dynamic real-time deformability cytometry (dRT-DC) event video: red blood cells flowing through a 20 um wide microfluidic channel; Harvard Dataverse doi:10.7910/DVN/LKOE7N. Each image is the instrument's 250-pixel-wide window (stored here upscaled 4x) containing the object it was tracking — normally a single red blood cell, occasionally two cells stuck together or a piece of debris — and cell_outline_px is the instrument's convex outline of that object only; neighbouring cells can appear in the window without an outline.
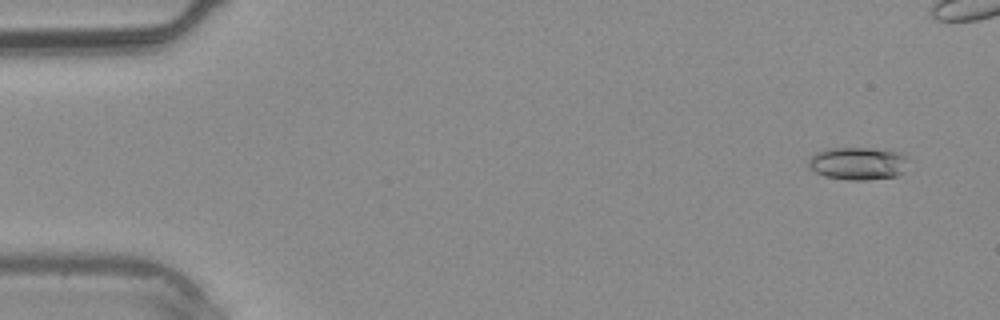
{"species": "common noctule bat (a hibernating species)", "species_latin": "Nyctalus noctula", "temperature_condition": "warm", "stored_images_in_passage": 4, "camera_frame_rate_fps": 3000, "um_per_image_px": 0.085, "animal": {"sex": "male", "body_mass_g": 20.4}, "frame": {"image": 1, "passage_image": 1, "time_ms": 0.0, "image_size_px": [1000, 320], "cell_outline_px": [[904, 172], [896, 176], [868, 180], [848, 180], [824, 176], [808, 168], [808, 160], [816, 152], [828, 148], [872, 148], [896, 152], [904, 156]], "centroid_in_image_um": [72.85, 13.9], "position_along_channel_um": 12.2, "area_um2": 18.84}}